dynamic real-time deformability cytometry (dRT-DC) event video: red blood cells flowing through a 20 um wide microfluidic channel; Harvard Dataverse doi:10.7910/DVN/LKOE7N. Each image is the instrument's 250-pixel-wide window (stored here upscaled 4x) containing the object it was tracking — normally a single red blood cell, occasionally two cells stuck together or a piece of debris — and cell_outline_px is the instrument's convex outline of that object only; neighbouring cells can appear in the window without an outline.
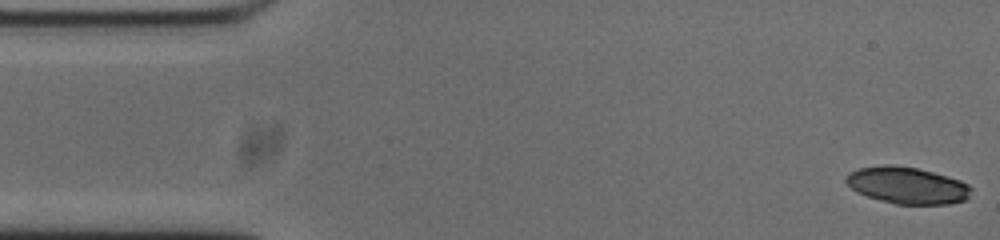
{"species": "common noctule bat (a hibernating species)", "species_latin": "Nyctalus noctula", "temperature_condition": "cold", "stored_images_in_passage": 43, "camera_frame_rate_fps": 3000, "um_per_image_px": 0.085, "animal": {"sex": "male", "body_mass_g": 20.0, "forearm_length_mm": 53.3}, "frame": {"image": 1, "passage_image": 1, "time_ms": 0.0, "image_size_px": [1000, 240], "cell_outline_px": [[972, 188], [968, 196], [964, 200], [948, 204], [896, 204], [868, 196], [856, 192], [844, 180], [852, 172], [860, 168], [880, 164], [892, 164], [916, 168], [932, 172], [960, 180], [968, 184]], "centroid_in_image_um": [77.11, 15.75], "position_along_channel_um": 7.9, "area_um2": 26.53}}